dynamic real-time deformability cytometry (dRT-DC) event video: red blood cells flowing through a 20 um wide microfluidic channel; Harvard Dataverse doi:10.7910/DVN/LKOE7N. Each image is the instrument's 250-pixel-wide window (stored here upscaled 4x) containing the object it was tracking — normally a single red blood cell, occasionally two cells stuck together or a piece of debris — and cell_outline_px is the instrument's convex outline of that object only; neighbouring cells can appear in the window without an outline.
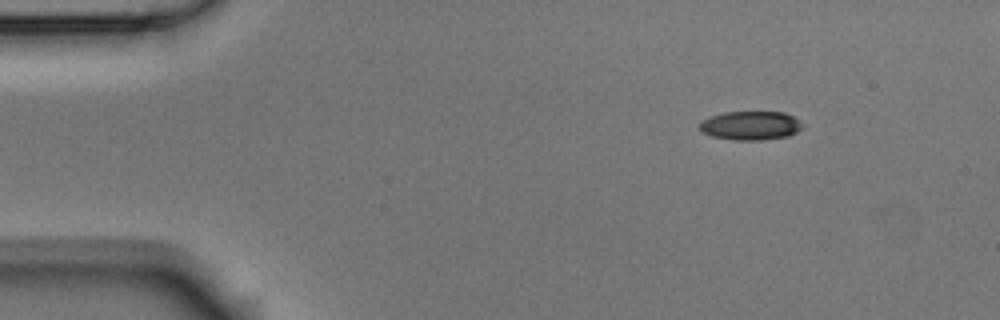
{"species": "Egyptian fruit bat (a non-hibernating species)", "species_latin": "Rousettus aegyptiacus", "temperature_condition": "room temperature", "stored_images_in_passage": 8, "camera_frame_rate_fps": 3000, "um_per_image_px": 0.085, "animal": {"sex": "male"}, "frame": {"image": 1, "passage_image": 1, "time_ms": 0.0, "image_size_px": [1000, 320], "cell_outline_px": [[804, 124], [796, 132], [788, 136], [760, 140], [732, 140], [712, 136], [700, 132], [696, 124], [700, 120], [708, 116], [724, 112], [784, 112], [800, 120]], "centroid_in_image_um": [63.72, 10.67], "position_along_channel_um": 21.3, "area_um2": 17.63}}
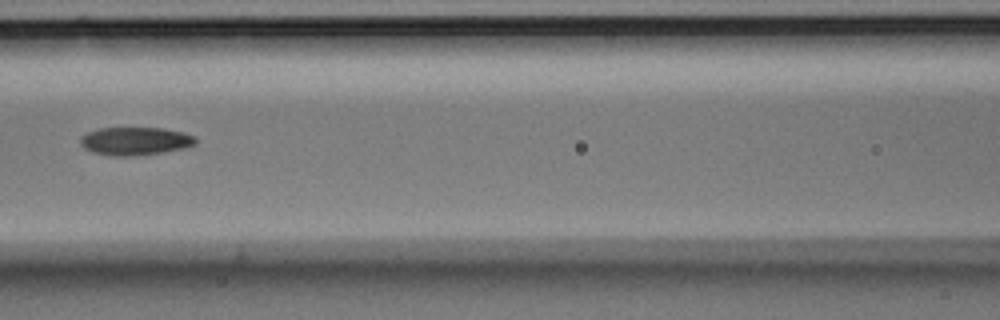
{"frame": {"image": 2, "passage_image": 5, "time_ms": 1.333, "image_size_px": [1000, 320], "cell_outline_px": [[196, 144], [184, 148], [160, 152], [128, 156], [112, 156], [92, 152], [84, 148], [80, 144], [80, 136], [88, 132], [100, 128], [164, 128], [184, 132], [196, 136]], "centroid_in_image_um": [11.49, 11.98], "position_along_channel_um": 155.1, "area_um2": 18.84}}
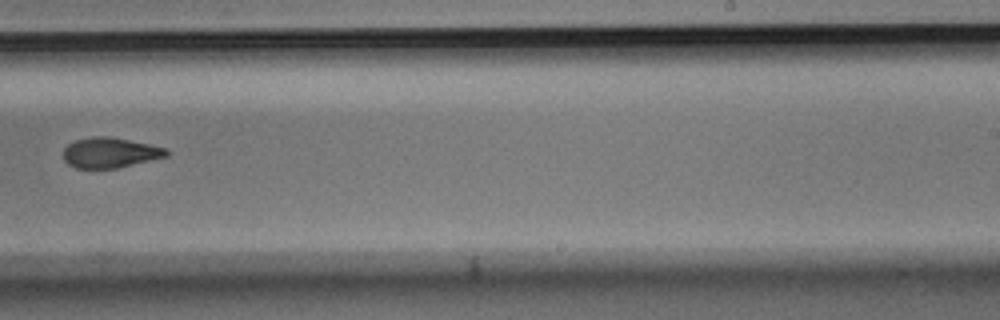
{"frame": {"image": 3, "passage_image": 8, "time_ms": 2.333, "image_size_px": [1000, 320], "cell_outline_px": [[168, 156], [116, 168], [76, 168], [68, 164], [64, 160], [64, 148], [68, 144], [76, 140], [92, 136], [112, 136], [168, 148]], "centroid_in_image_um": [9.36, 12.96], "position_along_channel_um": 279.6, "area_um2": 18.21}}